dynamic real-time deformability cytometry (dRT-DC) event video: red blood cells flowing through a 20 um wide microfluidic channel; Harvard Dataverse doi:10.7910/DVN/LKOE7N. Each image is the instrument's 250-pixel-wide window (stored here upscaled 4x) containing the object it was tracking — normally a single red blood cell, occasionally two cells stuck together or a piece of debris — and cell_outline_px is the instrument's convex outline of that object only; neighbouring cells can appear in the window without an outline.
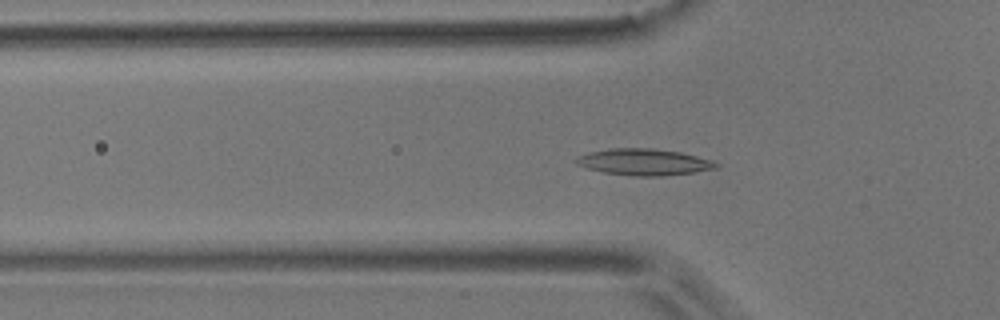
{"species": "common noctule bat (a hibernating species)", "species_latin": "Nyctalus noctula", "temperature_condition": "room temperature", "stored_images_in_passage": 44, "camera_frame_rate_fps": 3000, "um_per_image_px": 0.085, "animal": {"sex": "male", "body_mass_g": 17.9}, "frame": {"image": 1, "passage_image": 17, "time_ms": 5.333, "image_size_px": [1000, 320], "cell_outline_px": [[720, 164], [716, 168], [696, 172], [664, 176], [632, 176], [604, 172], [588, 168], [576, 164], [572, 160], [576, 156], [588, 152], [612, 148], [652, 148], [680, 152], [712, 160]], "centroid_in_image_um": [54.71, 13.77], "position_along_channel_um": 71.1, "area_um2": 21.73}}
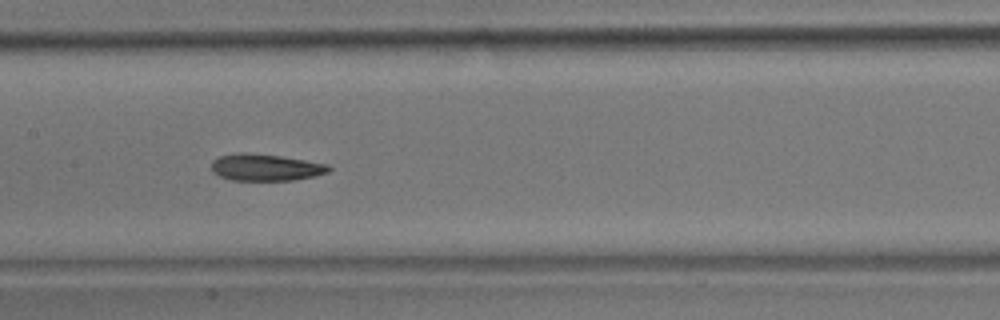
{"frame": {"image": 2, "passage_image": 26, "time_ms": 8.333, "image_size_px": [1000, 320], "cell_outline_px": [[332, 168], [328, 172], [316, 176], [292, 180], [232, 180], [220, 176], [212, 172], [212, 160], [220, 156], [236, 152], [244, 152], [280, 156], [328, 164]], "centroid_in_image_um": [22.57, 14.22], "position_along_channel_um": 184.8, "area_um2": 18.32}}
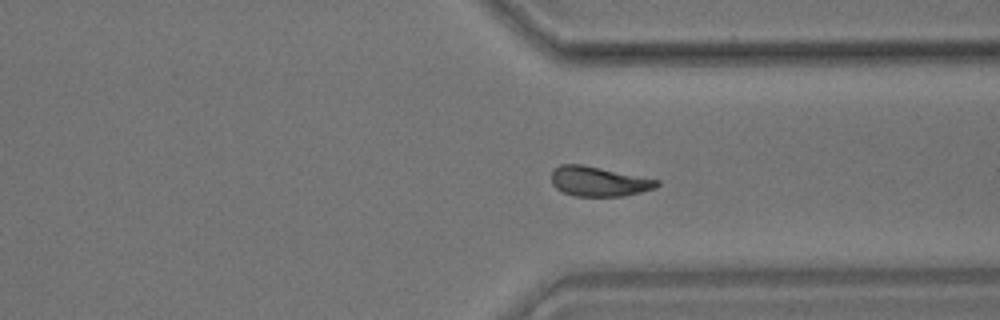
{"frame": {"image": 3, "passage_image": 40, "time_ms": 13.0, "image_size_px": [1000, 320], "cell_outline_px": [[660, 184], [656, 188], [624, 196], [572, 196], [556, 188], [552, 184], [552, 172], [560, 164], [580, 164], [660, 180]], "centroid_in_image_um": [50.9, 15.43], "position_along_channel_um": 360.5, "area_um2": 18.15}}